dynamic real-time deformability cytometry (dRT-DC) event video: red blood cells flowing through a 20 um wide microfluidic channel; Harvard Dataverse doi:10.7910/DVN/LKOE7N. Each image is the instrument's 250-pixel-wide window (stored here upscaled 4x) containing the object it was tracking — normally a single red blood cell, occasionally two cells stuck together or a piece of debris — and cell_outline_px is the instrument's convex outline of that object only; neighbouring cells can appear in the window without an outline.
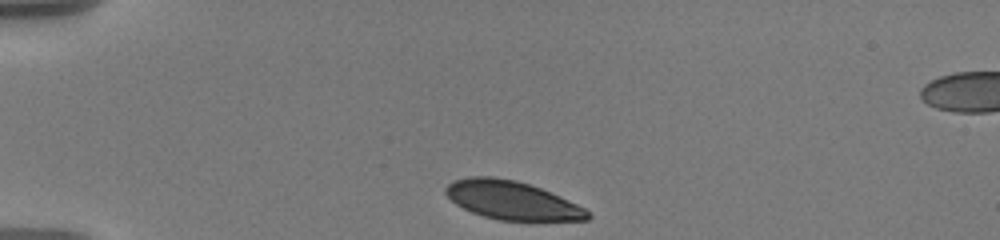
{"species": "human", "species_latin": "Homo sapiens", "temperature_condition": "warm", "stored_images_in_passage": 35, "camera_frame_rate_fps": 3000, "um_per_image_px": 0.085, "donor": {"sex": "male"}, "frame": {"image": 1, "passage_image": 1, "time_ms": 0.0, "image_size_px": [1000, 240], "cell_outline_px": [[592, 216], [588, 220], [500, 220], [484, 216], [472, 212], [456, 204], [444, 192], [444, 188], [452, 180], [468, 176], [492, 176], [516, 180], [540, 188], [568, 200], [584, 208]], "centroid_in_image_um": [43.47, 17.01], "position_along_channel_um": 41.5, "area_um2": 31.56}}
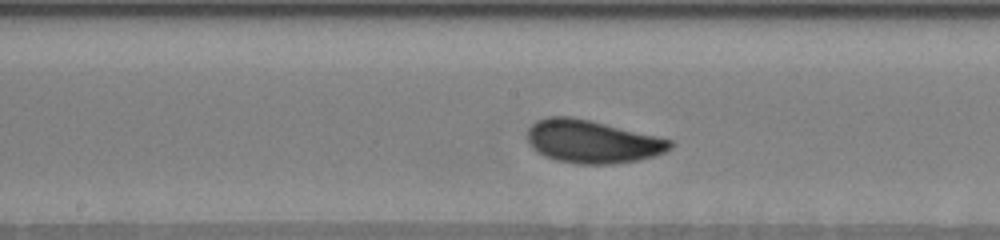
{"frame": {"image": 2, "passage_image": 13, "time_ms": 5.667, "image_size_px": [1000, 240], "cell_outline_px": [[672, 148], [664, 152], [652, 156], [636, 160], [612, 164], [580, 164], [556, 160], [544, 156], [536, 152], [532, 148], [528, 140], [528, 128], [536, 120], [548, 116], [572, 116], [660, 136], [672, 140]], "centroid_in_image_um": [50.33, 12.02], "position_along_channel_um": 197.9, "area_um2": 35.89}}
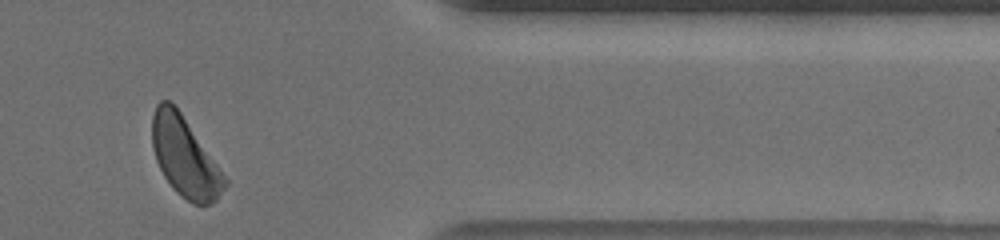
{"frame": {"image": 3, "passage_image": 30, "time_ms": 11.667, "image_size_px": [1000, 240], "cell_outline_px": [[228, 184], [216, 200], [212, 204], [192, 204], [180, 196], [172, 188], [164, 176], [156, 160], [152, 148], [152, 116], [156, 104], [160, 100], [168, 100], [180, 112], [228, 180]], "centroid_in_image_um": [15.7, 13.37], "position_along_channel_um": 395.7, "area_um2": 33.35}, "authors_computed_cell_mechanics": {"area_um2": 33.9864, "velocity_mm_per_s": 3.5621, "shape_relaxation_time_tau1_ms": 1.5325, "shape_relaxation_time_tau2_ms": null, "deformation_change_tau1": 0.0849, "deformation_change_tau2": null}}